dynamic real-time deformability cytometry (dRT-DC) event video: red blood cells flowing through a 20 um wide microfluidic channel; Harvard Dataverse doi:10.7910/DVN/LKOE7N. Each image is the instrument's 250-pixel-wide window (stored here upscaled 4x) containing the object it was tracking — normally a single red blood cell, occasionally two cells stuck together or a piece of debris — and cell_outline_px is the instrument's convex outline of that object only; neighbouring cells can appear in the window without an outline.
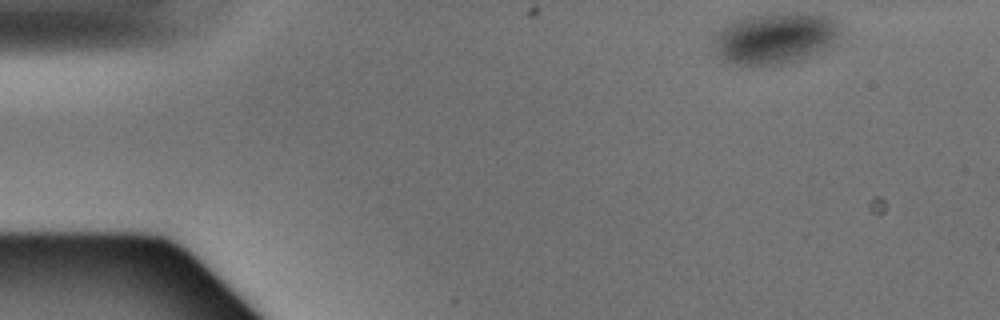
{"species": "Egyptian fruit bat (a non-hibernating species)", "species_latin": "Rousettus aegyptiacus", "temperature_condition": "warm", "stored_images_in_passage": 3, "camera_frame_rate_fps": 3000, "um_per_image_px": 0.085, "animal": {"sex": "male"}, "frame": {"image": 1, "passage_image": 1, "time_ms": 0.0, "image_size_px": [1000, 320], "cell_outline_px": [[836, 36], [828, 44], [812, 56], [784, 64], [736, 64], [724, 60], [716, 52], [716, 40], [720, 32], [728, 24], [744, 16], [776, 12], [800, 12], [824, 16], [836, 28]], "centroid_in_image_um": [65.81, 3.23], "position_along_channel_um": 19.2, "area_um2": 36.41}}